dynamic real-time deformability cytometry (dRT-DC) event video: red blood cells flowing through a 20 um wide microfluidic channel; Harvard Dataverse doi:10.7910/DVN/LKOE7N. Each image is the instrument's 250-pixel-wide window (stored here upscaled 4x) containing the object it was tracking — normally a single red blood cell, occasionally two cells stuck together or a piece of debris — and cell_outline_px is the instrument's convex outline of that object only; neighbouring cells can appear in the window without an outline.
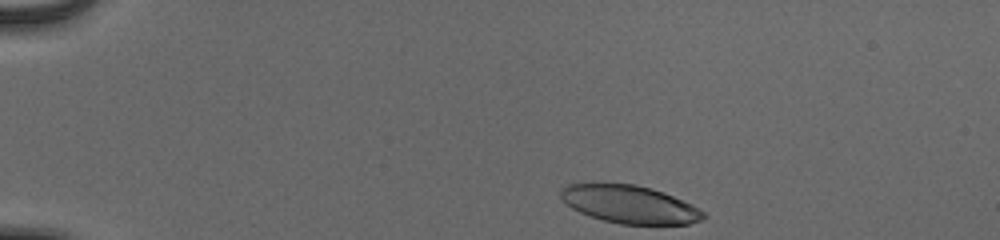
{"species": "human", "species_latin": "Homo sapiens", "temperature_condition": "cold", "stored_images_in_passage": 38, "camera_frame_rate_fps": 3000, "um_per_image_px": 0.085, "donor": {"sex": "male"}, "frame": {"image": 1, "passage_image": 1, "time_ms": 0.0, "image_size_px": [1000, 240], "cell_outline_px": [[708, 216], [700, 220], [688, 224], [620, 224], [604, 220], [580, 212], [572, 208], [560, 196], [560, 192], [568, 184], [636, 184], [652, 188], [692, 204], [704, 212]], "centroid_in_image_um": [53.56, 17.37], "position_along_channel_um": 31.4, "area_um2": 31.04}}
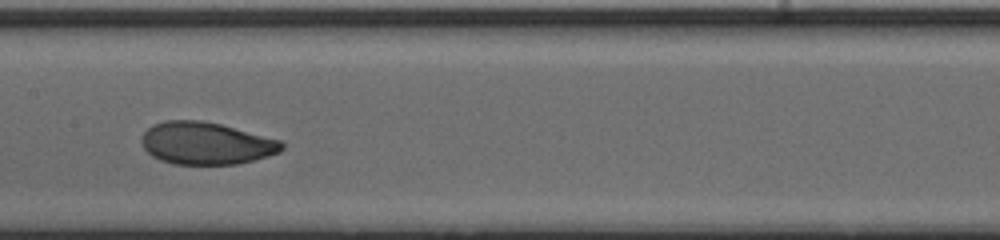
{"frame": {"image": 2, "passage_image": 20, "time_ms": 6.333, "image_size_px": [1000, 240], "cell_outline_px": [[284, 148], [280, 152], [268, 156], [236, 164], [172, 164], [160, 160], [152, 156], [144, 148], [140, 140], [144, 132], [152, 124], [164, 120], [200, 120], [220, 124], [280, 140], [284, 144]], "centroid_in_image_um": [17.49, 12.18], "position_along_channel_um": 189.9, "area_um2": 34.56}}
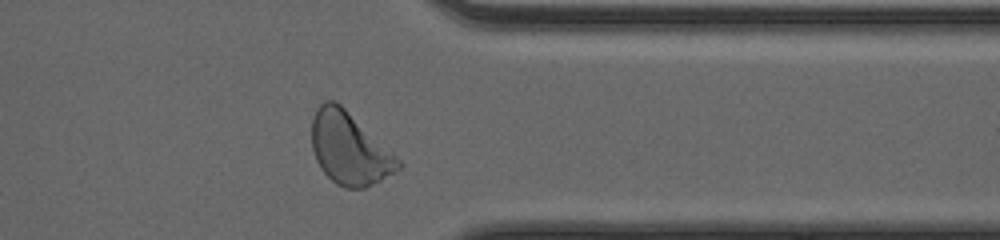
{"frame": {"image": 3, "passage_image": 35, "time_ms": 11.333, "image_size_px": [1000, 240], "cell_outline_px": [[404, 164], [400, 168], [380, 180], [364, 188], [344, 188], [336, 184], [320, 168], [316, 160], [312, 148], [312, 116], [316, 108], [324, 100], [332, 100], [340, 104], [392, 152]], "centroid_in_image_um": [29.67, 12.63], "position_along_channel_um": 381.7, "area_um2": 35.95}, "authors_computed_cell_mechanics": {"area_um2": 34.6222, "velocity_mm_per_s": 3.8869, "shape_relaxation_time_tau1_ms": 3.1059, "shape_relaxation_time_tau2_ms": 1.3464, "deformation_change_tau1": 0.139, "deformation_change_tau2": 0.0609}}